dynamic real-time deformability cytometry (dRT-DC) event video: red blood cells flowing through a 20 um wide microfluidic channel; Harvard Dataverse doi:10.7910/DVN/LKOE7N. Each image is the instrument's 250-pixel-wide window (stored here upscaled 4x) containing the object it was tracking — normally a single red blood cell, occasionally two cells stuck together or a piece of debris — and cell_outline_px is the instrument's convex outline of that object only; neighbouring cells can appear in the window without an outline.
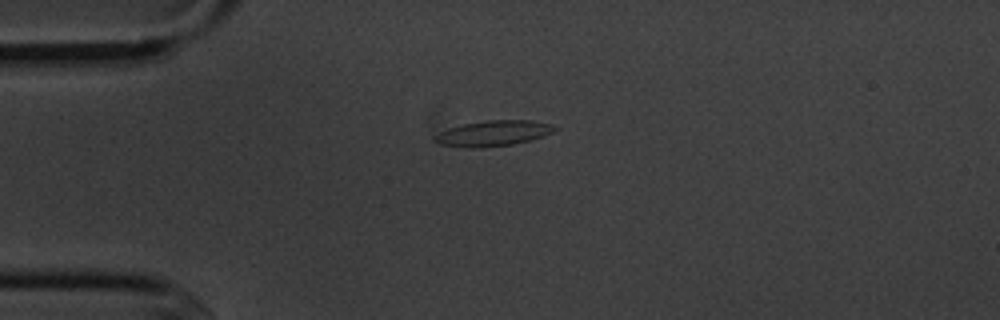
{"species": "common noctule bat (a hibernating species)", "species_latin": "Nyctalus noctula", "temperature_condition": "cold", "stored_images_in_passage": 2, "camera_frame_rate_fps": 3000, "um_per_image_px": 0.085, "animal": {"sex": "male", "body_mass_g": 20.1, "forearm_length_mm": 53.5}, "frame": {"image": 1, "passage_image": 2, "time_ms": 1.333, "image_size_px": [1000, 320], "cell_outline_px": [[556, 128], [552, 132], [544, 136], [512, 144], [480, 148], [464, 148], [440, 144], [432, 140], [432, 136], [448, 128], [464, 124], [488, 120], [528, 120], [552, 124]], "centroid_in_image_um": [41.86, 11.34], "position_along_channel_um": 43.1, "area_um2": 17.8}}